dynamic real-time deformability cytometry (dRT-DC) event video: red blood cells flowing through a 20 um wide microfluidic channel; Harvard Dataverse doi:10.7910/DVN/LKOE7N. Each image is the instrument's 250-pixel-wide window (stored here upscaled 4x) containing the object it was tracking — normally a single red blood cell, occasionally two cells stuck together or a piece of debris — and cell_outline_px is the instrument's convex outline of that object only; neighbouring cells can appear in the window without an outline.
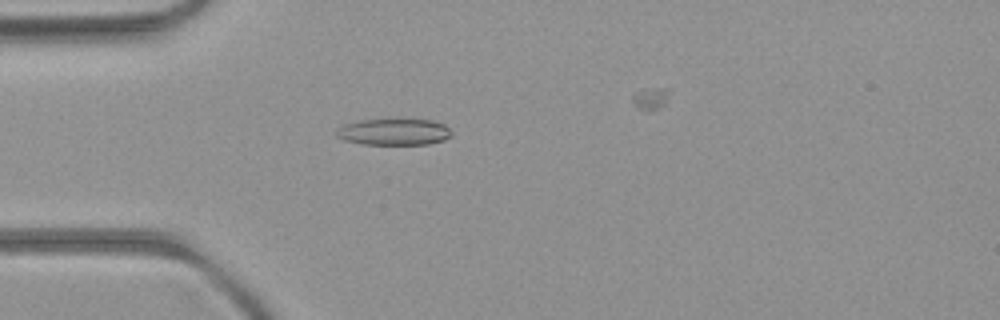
{"species": "common noctule bat (a hibernating species)", "species_latin": "Nyctalus noctula", "temperature_condition": "room temperature", "stored_images_in_passage": 6, "camera_frame_rate_fps": 3000, "um_per_image_px": 0.085, "animal": {"sex": "female", "body_mass_g": 21.9}, "frame": {"image": 1, "passage_image": 5, "time_ms": 4.667, "image_size_px": [1000, 320], "cell_outline_px": [[452, 136], [444, 140], [428, 144], [364, 144], [344, 140], [336, 136], [336, 132], [344, 124], [360, 120], [432, 120], [444, 124], [452, 132]], "centroid_in_image_um": [33.51, 11.22], "position_along_channel_um": 51.5, "area_um2": 17.57}}